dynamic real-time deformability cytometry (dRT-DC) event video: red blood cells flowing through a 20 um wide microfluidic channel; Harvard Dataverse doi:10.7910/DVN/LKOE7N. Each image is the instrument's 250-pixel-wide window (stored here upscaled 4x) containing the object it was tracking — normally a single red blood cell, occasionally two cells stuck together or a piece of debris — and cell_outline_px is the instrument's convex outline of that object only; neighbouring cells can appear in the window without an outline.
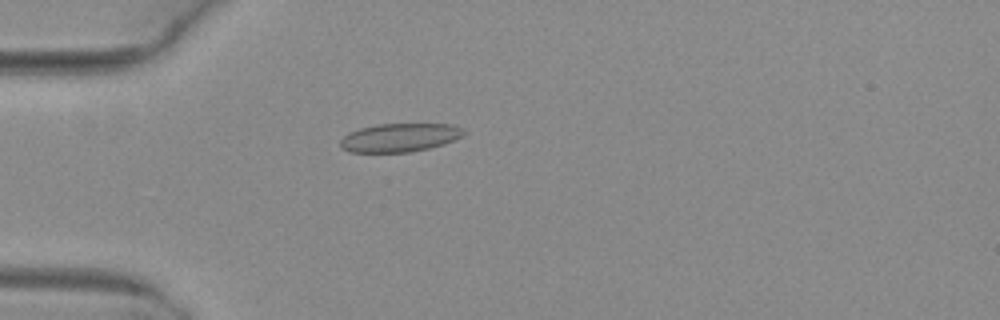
{"species": "common noctule bat (a hibernating species)", "species_latin": "Nyctalus noctula", "temperature_condition": "warm", "stored_images_in_passage": 1, "camera_frame_rate_fps": 3000, "um_per_image_px": 0.085, "animal": {"sex": "female", "body_mass_g": 29.2, "forearm_length_mm": 56.3}, "frame": {"image": 1, "passage_image": 1, "time_ms": 0.0, "image_size_px": [1000, 320], "cell_outline_px": [[468, 132], [464, 136], [444, 144], [412, 152], [348, 152], [340, 148], [340, 140], [348, 132], [360, 128], [376, 124], [452, 124], [464, 128]], "centroid_in_image_um": [34.0, 11.69], "position_along_channel_um": 51.0, "area_um2": 20.81}}